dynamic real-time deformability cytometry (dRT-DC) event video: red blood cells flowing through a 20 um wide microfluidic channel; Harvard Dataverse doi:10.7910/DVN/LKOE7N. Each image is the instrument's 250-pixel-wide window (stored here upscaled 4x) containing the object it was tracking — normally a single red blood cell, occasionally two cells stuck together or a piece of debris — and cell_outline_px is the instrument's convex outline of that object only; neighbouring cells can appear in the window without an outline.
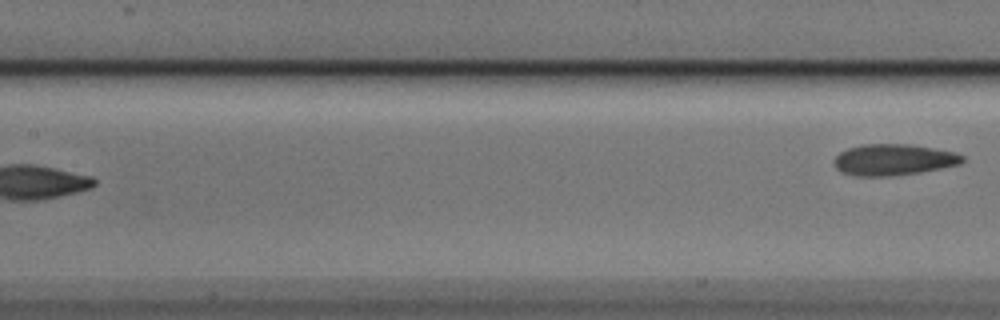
{"species": "Egyptian fruit bat (a non-hibernating species)", "species_latin": "Rousettus aegyptiacus", "temperature_condition": "cold", "stored_images_in_passage": 7, "segment_of_instrument_passage": [2, 2], "camera_frame_rate_fps": 3000, "um_per_image_px": 0.085, "animal": {"sex": "male"}, "frame": {"image": 1, "passage_image": 7, "time_ms": 2.0, "image_size_px": [1000, 320], "cell_outline_px": [[964, 160], [960, 164], [920, 172], [888, 176], [856, 176], [844, 172], [836, 168], [832, 160], [840, 152], [848, 148], [860, 144], [912, 144], [956, 152], [964, 156]], "centroid_in_image_um": [75.95, 13.56], "position_along_channel_um": 131.5, "area_um2": 23.41}}